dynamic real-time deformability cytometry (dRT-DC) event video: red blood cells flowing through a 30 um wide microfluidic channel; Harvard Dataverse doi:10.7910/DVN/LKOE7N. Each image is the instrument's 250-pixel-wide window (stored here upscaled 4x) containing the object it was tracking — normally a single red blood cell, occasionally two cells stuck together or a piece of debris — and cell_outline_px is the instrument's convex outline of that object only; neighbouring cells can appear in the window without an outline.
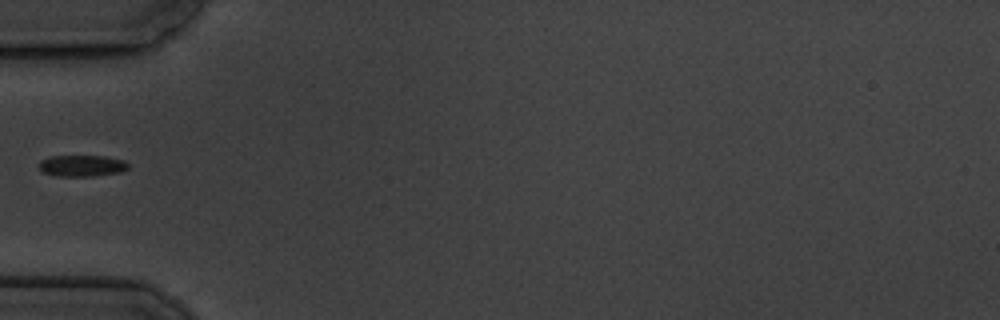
{"species": "common noctule bat (a hibernating species)", "species_latin": "Nyctalus noctula", "temperature_condition": "cold", "stored_images_in_passage": 1, "camera_frame_rate_fps": 3000, "um_per_image_px": 0.085, "animal": {"sex": "male", "body_mass_g": 19.5, "forearm_length_mm": 54.6}, "frame": {"image": 1, "passage_image": 1, "time_ms": 0.0, "image_size_px": [1000, 320], "cell_outline_px": [[128, 168], [120, 172], [92, 176], [56, 176], [44, 172], [40, 168], [40, 160], [48, 156], [104, 156], [124, 160], [128, 164]], "centroid_in_image_um": [6.96, 14.08], "position_along_channel_um": 78.0, "area_um2": 11.04}}